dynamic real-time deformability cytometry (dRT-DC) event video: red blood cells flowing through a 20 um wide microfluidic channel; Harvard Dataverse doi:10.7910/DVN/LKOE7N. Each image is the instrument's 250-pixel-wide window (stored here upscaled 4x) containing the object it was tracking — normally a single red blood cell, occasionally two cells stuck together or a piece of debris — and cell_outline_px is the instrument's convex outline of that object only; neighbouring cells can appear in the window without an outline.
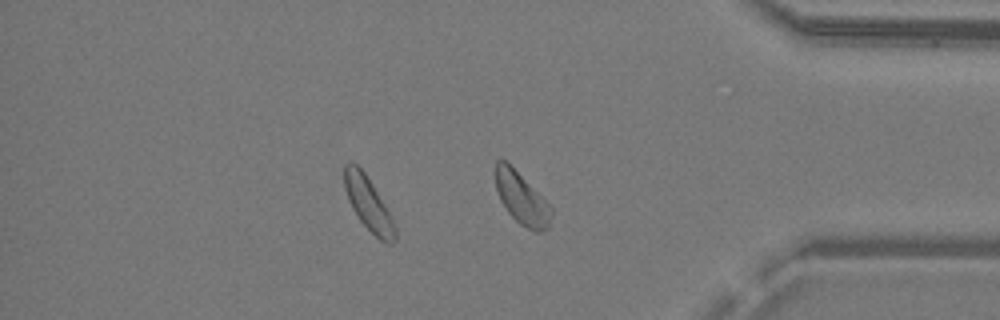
{"species": "common noctule bat (a hibernating species)", "species_latin": "Nyctalus noctula", "temperature_condition": "warm", "stored_images_in_passage": 24, "segment_of_instrument_passage": [2, 2], "camera_frame_rate_fps": 3000, "um_per_image_px": 0.085, "animal": {"sex": "male", "body_mass_g": 19.2, "forearm_length_mm": 51.8}, "frame": {"image": 1, "passage_image": 24, "time_ms": 7.667, "image_size_px": [1000, 320], "cell_outline_px": [[552, 216], [548, 228], [540, 232], [536, 232], [520, 224], [508, 212], [500, 200], [496, 188], [496, 160], [504, 160], [552, 208]], "centroid_in_image_um": [44.34, 16.93], "position_along_channel_um": 390.9, "area_um2": 16.13}}